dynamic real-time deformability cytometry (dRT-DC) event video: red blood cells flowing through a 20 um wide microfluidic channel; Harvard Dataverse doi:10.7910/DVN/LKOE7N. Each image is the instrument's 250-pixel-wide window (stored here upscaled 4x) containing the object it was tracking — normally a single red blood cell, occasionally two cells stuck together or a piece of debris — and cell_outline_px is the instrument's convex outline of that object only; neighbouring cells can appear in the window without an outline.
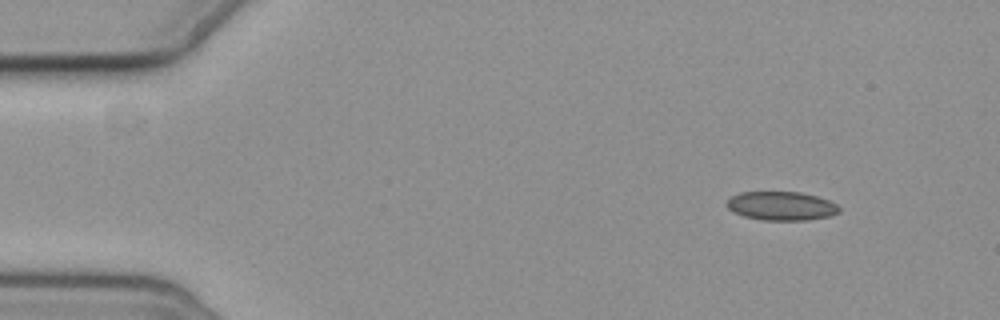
{"species": "common noctule bat (a hibernating species)", "species_latin": "Nyctalus noctula", "temperature_condition": "cold", "stored_images_in_passage": 2, "camera_frame_rate_fps": 3000, "um_per_image_px": 0.085, "animal": {"sex": "female", "body_mass_g": 19.3, "forearm_length_mm": 54.1}, "frame": {"image": 1, "passage_image": 1, "time_ms": 0.0, "image_size_px": [1000, 320], "cell_outline_px": [[840, 212], [828, 216], [808, 220], [764, 220], [744, 216], [732, 212], [724, 204], [732, 196], [740, 192], [800, 192], [816, 196], [828, 200], [836, 204], [840, 208]], "centroid_in_image_um": [66.39, 17.5], "position_along_channel_um": 18.6, "area_um2": 18.84}}